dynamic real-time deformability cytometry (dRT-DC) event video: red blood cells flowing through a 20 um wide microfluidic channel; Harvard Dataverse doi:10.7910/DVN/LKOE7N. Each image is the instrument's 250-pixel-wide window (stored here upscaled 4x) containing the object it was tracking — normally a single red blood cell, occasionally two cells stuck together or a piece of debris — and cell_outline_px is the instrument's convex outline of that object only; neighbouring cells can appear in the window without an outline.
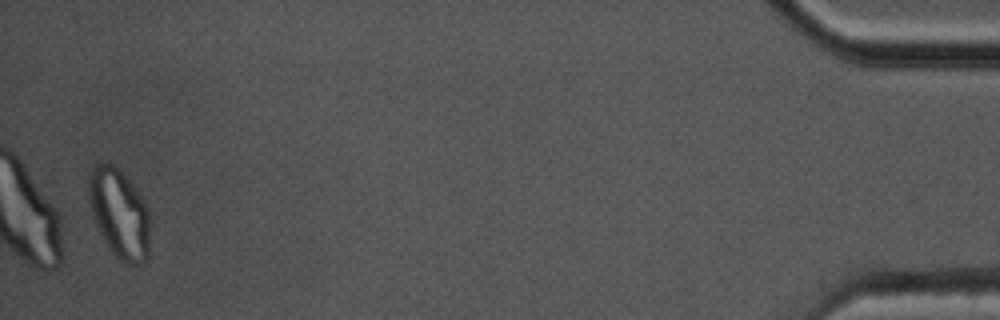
{"species": "common noctule bat (a hibernating species)", "species_latin": "Nyctalus noctula", "temperature_condition": "cold", "stored_images_in_passage": 41, "segment_of_instrument_passage": [2, 2], "camera_frame_rate_fps": 3000, "um_per_image_px": 0.085, "animal": {"sex": "male", "body_mass_g": 17.5, "forearm_length_mm": 52.3}, "frame": {"image": 1, "passage_image": 40, "time_ms": 13.0, "image_size_px": [1000, 320], "cell_outline_px": [[148, 260], [144, 264], [132, 268], [124, 264], [108, 248], [92, 216], [88, 192], [88, 176], [92, 164], [100, 160], [112, 164], [120, 168], [144, 200], [148, 208]], "centroid_in_image_um": [10.12, 18.14], "position_along_channel_um": 425.1, "area_um2": 32.6}}